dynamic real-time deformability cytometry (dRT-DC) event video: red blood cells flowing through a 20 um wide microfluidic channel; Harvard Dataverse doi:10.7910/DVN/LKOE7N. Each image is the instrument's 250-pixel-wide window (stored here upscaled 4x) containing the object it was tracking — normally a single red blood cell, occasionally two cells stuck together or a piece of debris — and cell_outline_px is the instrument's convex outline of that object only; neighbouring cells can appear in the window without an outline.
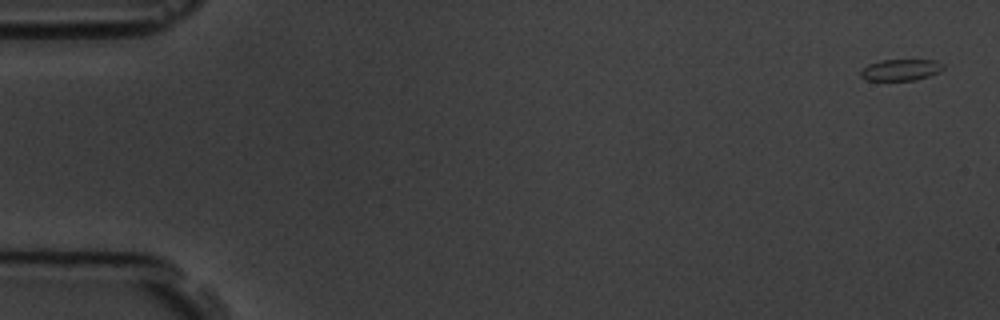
{"species": "common noctule bat (a hibernating species)", "species_latin": "Nyctalus noctula", "temperature_condition": "room temperature", "stored_images_in_passage": 4, "camera_frame_rate_fps": 3000, "um_per_image_px": 0.085, "animal": {"sex": "male", "body_mass_g": 19.5, "forearm_length_mm": 54.6}, "frame": {"image": 1, "passage_image": 1, "time_ms": 0.0, "image_size_px": [1000, 320], "cell_outline_px": [[944, 68], [940, 72], [916, 80], [864, 80], [860, 76], [860, 72], [868, 64], [880, 60], [936, 60], [944, 64]], "centroid_in_image_um": [76.58, 5.93], "position_along_channel_um": 8.4, "area_um2": 10.35}}